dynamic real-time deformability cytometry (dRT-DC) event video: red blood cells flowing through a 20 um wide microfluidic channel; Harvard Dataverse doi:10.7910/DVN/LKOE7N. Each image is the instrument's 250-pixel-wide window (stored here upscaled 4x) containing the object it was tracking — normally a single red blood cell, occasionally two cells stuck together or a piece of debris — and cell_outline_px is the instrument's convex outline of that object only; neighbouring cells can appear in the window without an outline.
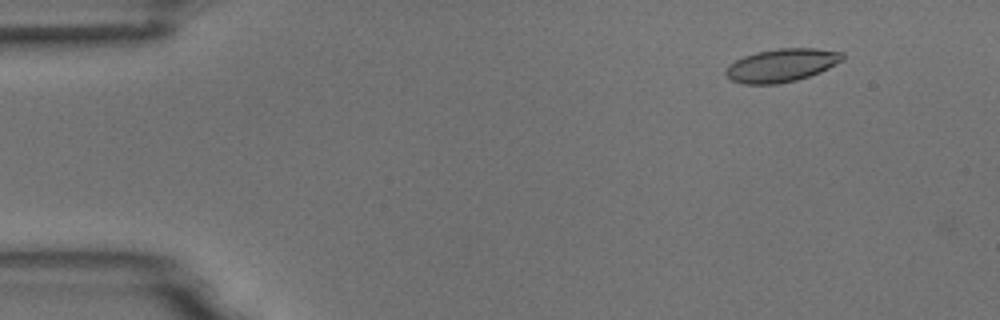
{"species": "common noctule bat (a hibernating species)", "species_latin": "Nyctalus noctula", "temperature_condition": "room temperature", "stored_images_in_passage": 3, "camera_frame_rate_fps": 3000, "um_per_image_px": 0.085, "animal": {"sex": "male", "body_mass_g": 18.8}, "frame": {"image": 1, "passage_image": 2, "time_ms": 0.333, "image_size_px": [1000, 320], "cell_outline_px": [[844, 60], [820, 72], [796, 80], [776, 84], [744, 84], [732, 80], [724, 72], [736, 60], [744, 56], [756, 52], [776, 48], [816, 48], [844, 52]], "centroid_in_image_um": [66.48, 5.54], "position_along_channel_um": 18.5, "area_um2": 22.43}}